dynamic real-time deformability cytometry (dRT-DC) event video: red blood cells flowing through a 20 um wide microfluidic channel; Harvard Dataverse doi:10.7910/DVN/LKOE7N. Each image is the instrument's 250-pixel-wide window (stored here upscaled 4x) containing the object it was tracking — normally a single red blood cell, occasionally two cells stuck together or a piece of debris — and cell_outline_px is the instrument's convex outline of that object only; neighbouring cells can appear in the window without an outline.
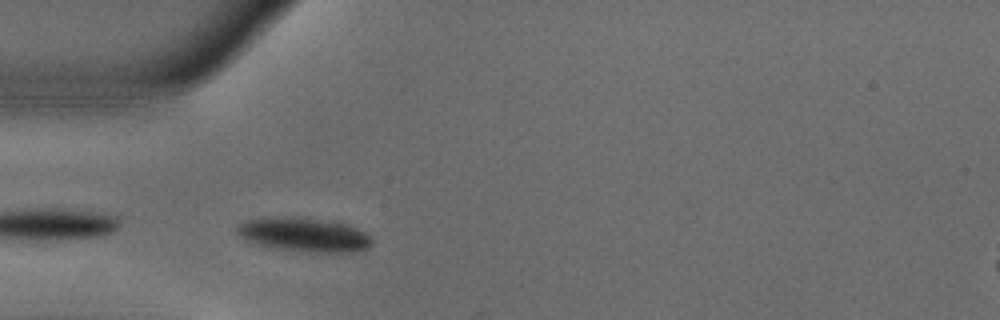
{"species": "common noctule bat (a hibernating species)", "species_latin": "Nyctalus noctula", "temperature_condition": "warm", "stored_images_in_passage": 39, "camera_frame_rate_fps": 3000, "um_per_image_px": 0.085, "animal": {"sex": "male", "body_mass_g": 18.8}, "frame": {"image": 1, "passage_image": 1, "time_ms": 0.0, "image_size_px": [1000, 320], "cell_outline_px": [[372, 244], [368, 248], [356, 252], [308, 252], [276, 248], [256, 244], [240, 236], [236, 232], [236, 224], [244, 220], [260, 216], [292, 216], [332, 220], [348, 224], [364, 232], [372, 240]], "centroid_in_image_um": [25.8, 19.91], "position_along_channel_um": 59.2, "area_um2": 27.4}}
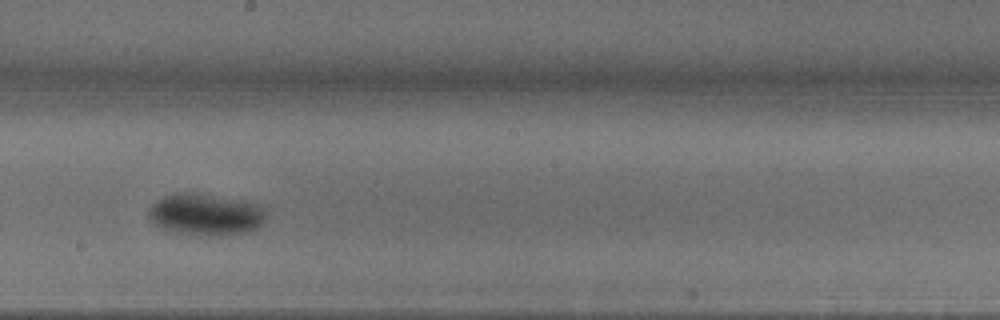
{"frame": {"image": 2, "passage_image": 15, "time_ms": 4.667, "image_size_px": [1000, 320], "cell_outline_px": [[264, 220], [260, 228], [248, 232], [216, 236], [208, 236], [168, 232], [156, 224], [148, 216], [148, 208], [156, 200], [164, 196], [176, 192], [196, 192], [244, 200], [260, 204], [264, 208]], "centroid_in_image_um": [17.48, 18.22], "position_along_channel_um": 230.7, "area_um2": 29.19}}
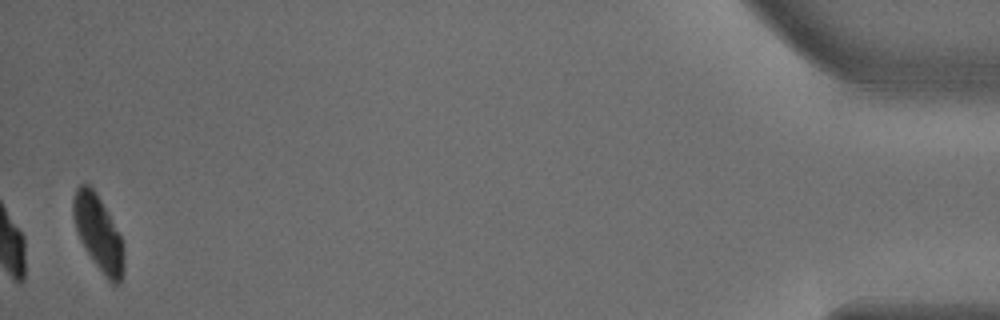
{"frame": {"image": 3, "passage_image": 38, "time_ms": 12.333, "image_size_px": [1000, 320], "cell_outline_px": [[124, 272], [120, 284], [112, 284], [108, 280], [92, 260], [84, 248], [80, 240], [72, 216], [72, 196], [76, 188], [80, 184], [88, 184], [92, 188], [108, 212], [124, 244]], "centroid_in_image_um": [8.36, 19.83], "position_along_channel_um": 426.8, "area_um2": 22.31}, "authors_computed_cell_mechanics": {"area_um2": 26.9926, "velocity_mm_per_s": 3.7215, "shape_relaxation_time_tau1_ms": 2.617, "shape_relaxation_time_tau2_ms": null, "deformation_change_tau1": 0.1387, "deformation_change_tau2": null}}